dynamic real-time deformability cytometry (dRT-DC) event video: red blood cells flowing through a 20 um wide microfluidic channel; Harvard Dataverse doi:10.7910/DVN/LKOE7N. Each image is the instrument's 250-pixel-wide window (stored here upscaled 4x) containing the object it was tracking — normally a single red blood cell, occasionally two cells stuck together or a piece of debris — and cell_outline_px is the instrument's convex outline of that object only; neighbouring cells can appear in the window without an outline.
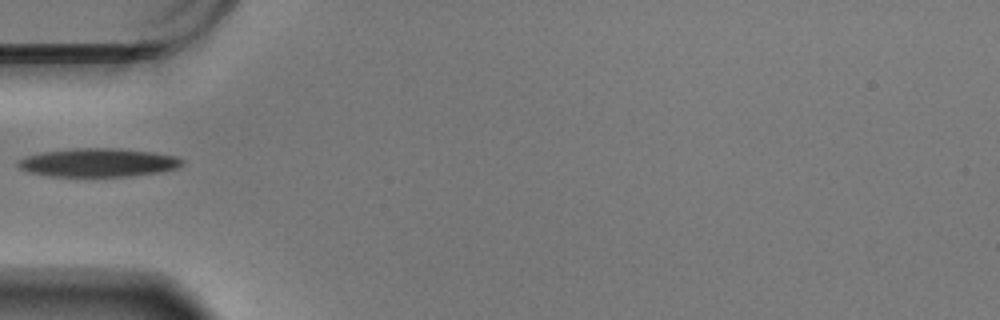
{"species": "Egyptian fruit bat (a non-hibernating species)", "species_latin": "Rousettus aegyptiacus", "temperature_condition": "warm", "stored_images_in_passage": 40, "camera_frame_rate_fps": 3000, "um_per_image_px": 0.085, "animal": {"sex": "male"}, "frame": {"image": 1, "passage_image": 1, "time_ms": 0.0, "image_size_px": [1000, 320], "cell_outline_px": [[184, 164], [176, 168], [156, 172], [124, 176], [52, 176], [28, 172], [20, 168], [16, 164], [16, 160], [28, 156], [44, 152], [76, 148], [120, 148], [152, 152], [176, 156], [184, 160]], "centroid_in_image_um": [8.33, 13.81], "position_along_channel_um": 76.7, "area_um2": 26.99}}
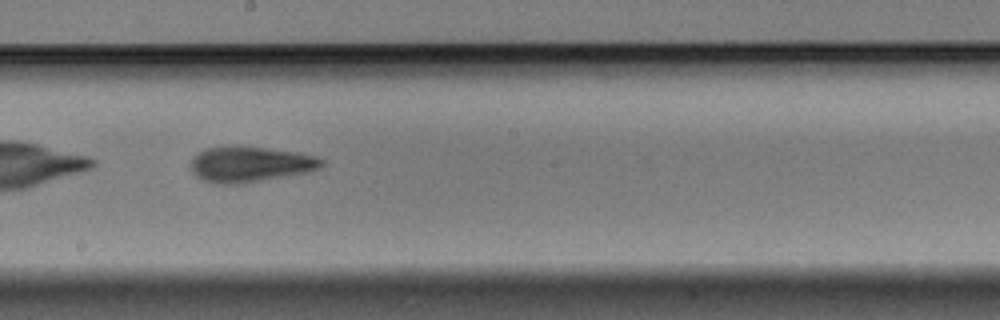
{"frame": {"image": 2, "passage_image": 14, "time_ms": 4.333, "image_size_px": [1000, 320], "cell_outline_px": [[324, 164], [320, 168], [308, 172], [244, 184], [212, 184], [200, 180], [192, 172], [192, 160], [204, 148], [232, 144], [236, 144], [300, 152], [316, 156], [324, 160]], "centroid_in_image_um": [21.26, 13.95], "position_along_channel_um": 226.9, "area_um2": 27.92}}
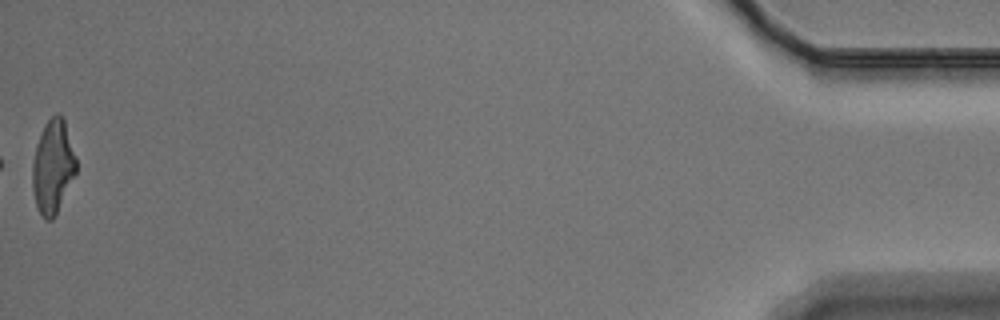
{"frame": {"image": 3, "passage_image": 40, "time_ms": 13.0, "image_size_px": [1000, 320], "cell_outline_px": [[76, 172], [52, 220], [44, 220], [36, 204], [32, 188], [32, 164], [36, 144], [44, 124], [52, 116], [60, 112], [64, 120], [76, 160]], "centroid_in_image_um": [4.47, 14.15], "position_along_channel_um": 430.7, "area_um2": 23.41}}